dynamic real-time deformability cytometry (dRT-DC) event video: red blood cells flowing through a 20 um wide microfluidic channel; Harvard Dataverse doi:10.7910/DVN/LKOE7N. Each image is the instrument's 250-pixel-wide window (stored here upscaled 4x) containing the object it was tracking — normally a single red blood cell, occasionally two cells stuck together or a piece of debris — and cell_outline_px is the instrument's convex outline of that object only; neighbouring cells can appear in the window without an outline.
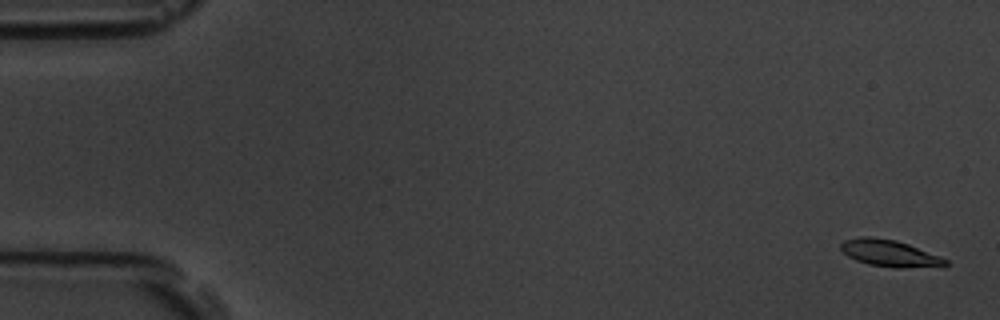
{"species": "common noctule bat (a hibernating species)", "species_latin": "Nyctalus noctula", "temperature_condition": "room temperature", "stored_images_in_passage": 16, "segment_of_instrument_passage": [1, 2], "camera_frame_rate_fps": 3000, "um_per_image_px": 0.085, "animal": {"sex": "male", "body_mass_g": 19.5, "forearm_length_mm": 54.6}, "frame": {"image": 1, "passage_image": 1, "time_ms": 0.0, "image_size_px": [1000, 320], "cell_outline_px": [[948, 264], [900, 268], [896, 268], [868, 264], [856, 260], [848, 256], [840, 248], [840, 244], [844, 240], [860, 236], [872, 236], [896, 240], [908, 244], [940, 256], [948, 260]], "centroid_in_image_um": [75.55, 21.5], "position_along_channel_um": 9.4, "area_um2": 16.07}}
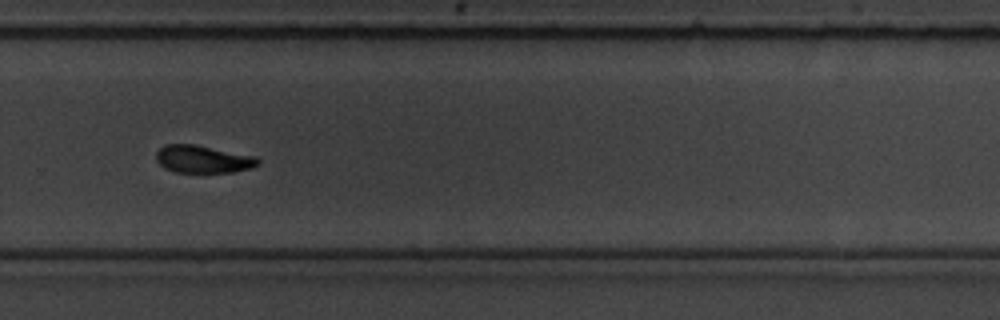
{"frame": {"image": 2, "passage_image": 11, "time_ms": 12.333, "image_size_px": [1000, 320], "cell_outline_px": [[260, 164], [252, 168], [232, 172], [176, 172], [164, 168], [156, 160], [156, 152], [164, 144], [196, 144], [256, 156], [260, 160]], "centroid_in_image_um": [17.27, 13.52], "position_along_channel_um": 312.5, "area_um2": 16.53}}
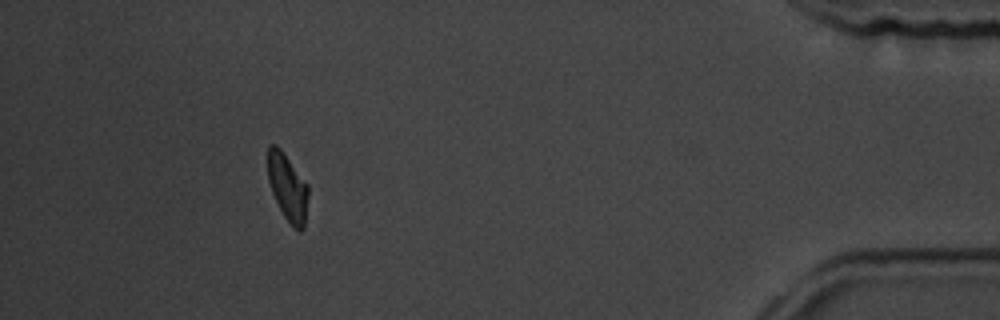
{"frame": {"image": 3, "passage_image": 14, "time_ms": 16.667, "image_size_px": [1000, 320], "cell_outline_px": [[308, 196], [304, 228], [300, 232], [284, 216], [272, 192], [268, 180], [268, 144], [276, 144], [280, 148], [308, 184]], "centroid_in_image_um": [24.45, 15.89], "position_along_channel_um": 410.8, "area_um2": 15.61}}